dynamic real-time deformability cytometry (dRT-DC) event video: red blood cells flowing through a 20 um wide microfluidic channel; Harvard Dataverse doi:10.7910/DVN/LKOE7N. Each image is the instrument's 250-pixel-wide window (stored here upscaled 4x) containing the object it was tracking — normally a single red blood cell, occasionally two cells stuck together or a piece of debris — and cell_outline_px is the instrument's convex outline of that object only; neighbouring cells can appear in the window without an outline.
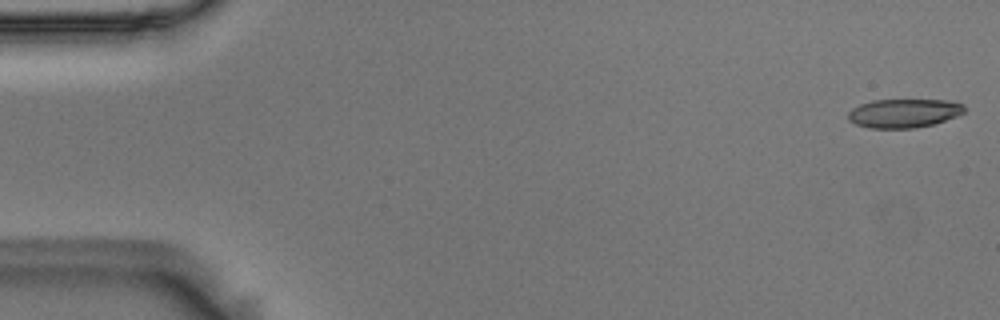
{"species": "Egyptian fruit bat (a non-hibernating species)", "species_latin": "Rousettus aegyptiacus", "temperature_condition": "room temperature", "stored_images_in_passage": 56, "camera_frame_rate_fps": 3000, "um_per_image_px": 0.085, "animal": {"sex": "male"}, "frame": {"image": 1, "passage_image": 1, "time_ms": 0.0, "image_size_px": [1000, 320], "cell_outline_px": [[964, 112], [956, 116], [932, 124], [912, 128], [868, 128], [856, 124], [848, 120], [848, 112], [852, 108], [860, 104], [872, 100], [944, 100], [964, 104]], "centroid_in_image_um": [76.78, 9.62], "position_along_channel_um": 8.2, "area_um2": 19.36}}
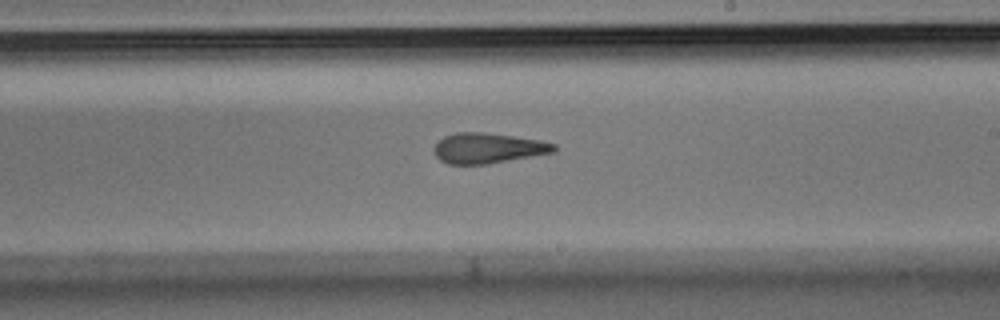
{"frame": {"image": 2, "passage_image": 32, "time_ms": 10.333, "image_size_px": [1000, 320], "cell_outline_px": [[556, 152], [488, 164], [448, 164], [440, 160], [436, 156], [432, 148], [444, 136], [456, 132], [484, 132], [540, 140], [556, 144]], "centroid_in_image_um": [41.47, 12.59], "position_along_channel_um": 247.5, "area_um2": 21.27}}
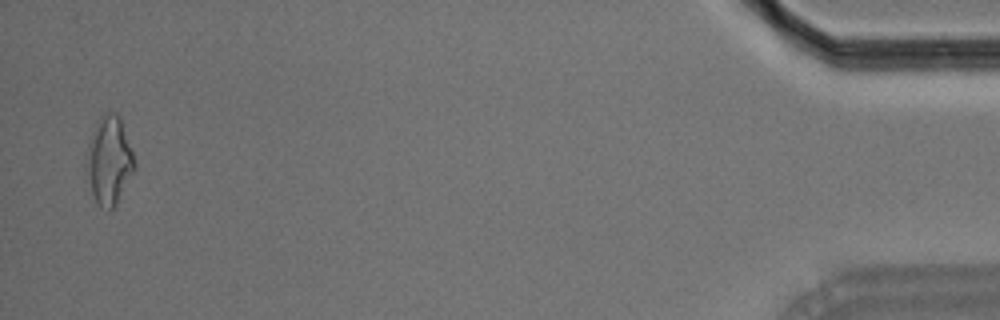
{"frame": {"image": 3, "passage_image": 54, "time_ms": 17.667, "image_size_px": [1000, 320], "cell_outline_px": [[136, 168], [116, 208], [108, 212], [100, 208], [96, 204], [92, 192], [88, 172], [88, 144], [96, 120], [104, 112], [116, 112], [120, 116], [136, 164]], "centroid_in_image_um": [9.31, 13.69], "position_along_channel_um": 425.9, "area_um2": 24.85}}